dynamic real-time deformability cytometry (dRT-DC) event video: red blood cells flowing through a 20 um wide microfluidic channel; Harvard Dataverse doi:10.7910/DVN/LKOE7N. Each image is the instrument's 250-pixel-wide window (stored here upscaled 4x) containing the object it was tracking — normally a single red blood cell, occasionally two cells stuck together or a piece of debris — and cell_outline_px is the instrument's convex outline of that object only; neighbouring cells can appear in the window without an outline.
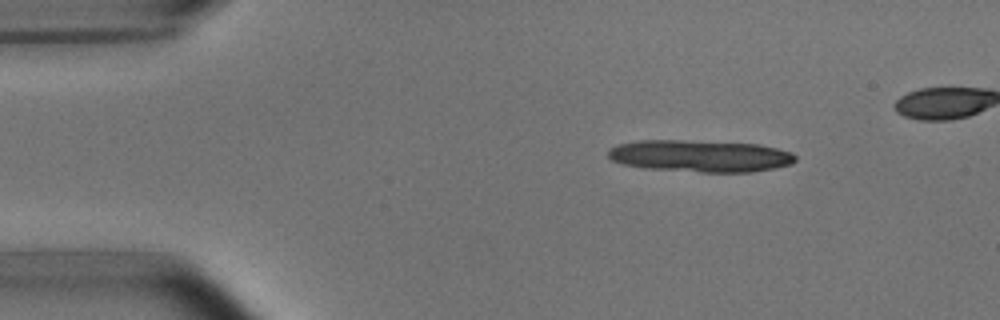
{"species": "common noctule bat (a hibernating species)", "species_latin": "Nyctalus noctula", "temperature_condition": "room temperature", "stored_images_in_passage": 7, "camera_frame_rate_fps": 3000, "um_per_image_px": 0.085, "animal": {"sex": "male", "body_mass_g": 15.6}, "frame": {"image": 1, "passage_image": 1, "time_ms": 0.0, "image_size_px": [1000, 320], "cell_outline_px": [[796, 160], [792, 164], [752, 172], [700, 172], [644, 168], [624, 164], [612, 160], [608, 156], [608, 152], [612, 148], [620, 144], [636, 140], [684, 140], [760, 144], [792, 152], [796, 156]], "centroid_in_image_um": [59.54, 13.25], "position_along_channel_um": 25.5, "area_um2": 34.85}}
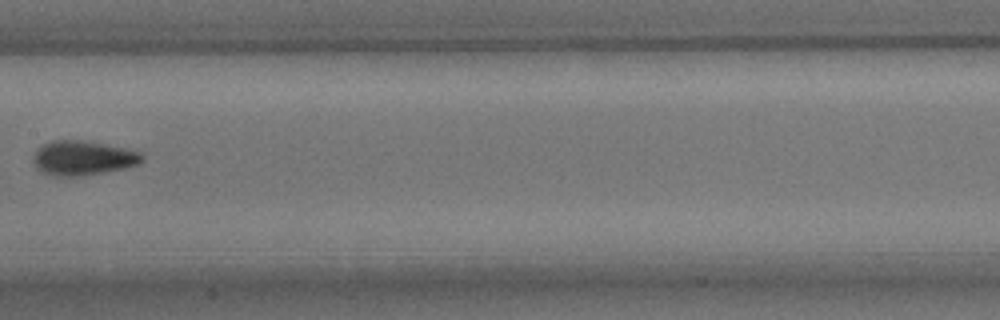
{"frame": {"image": 2, "passage_image": 6, "time_ms": 6.667, "image_size_px": [1000, 320], "cell_outline_px": [[144, 160], [140, 164], [128, 168], [80, 176], [52, 176], [36, 168], [32, 160], [36, 148], [52, 140], [84, 140], [128, 148], [140, 152], [144, 156]], "centroid_in_image_um": [7.08, 13.42], "position_along_channel_um": 200.3, "area_um2": 22.25}}
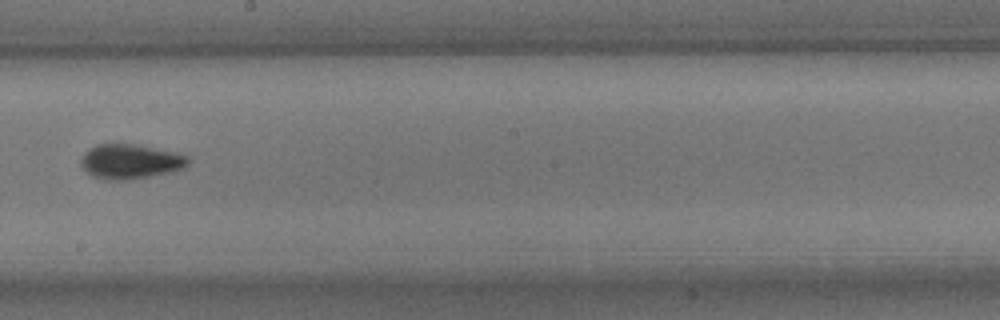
{"frame": {"image": 3, "passage_image": 7, "time_ms": 7.667, "image_size_px": [1000, 320], "cell_outline_px": [[188, 164], [180, 168], [168, 172], [148, 176], [124, 180], [108, 180], [92, 176], [80, 164], [80, 160], [84, 152], [88, 148], [96, 144], [132, 144], [176, 152], [188, 156]], "centroid_in_image_um": [11.02, 13.71], "position_along_channel_um": 237.2, "area_um2": 21.33}}